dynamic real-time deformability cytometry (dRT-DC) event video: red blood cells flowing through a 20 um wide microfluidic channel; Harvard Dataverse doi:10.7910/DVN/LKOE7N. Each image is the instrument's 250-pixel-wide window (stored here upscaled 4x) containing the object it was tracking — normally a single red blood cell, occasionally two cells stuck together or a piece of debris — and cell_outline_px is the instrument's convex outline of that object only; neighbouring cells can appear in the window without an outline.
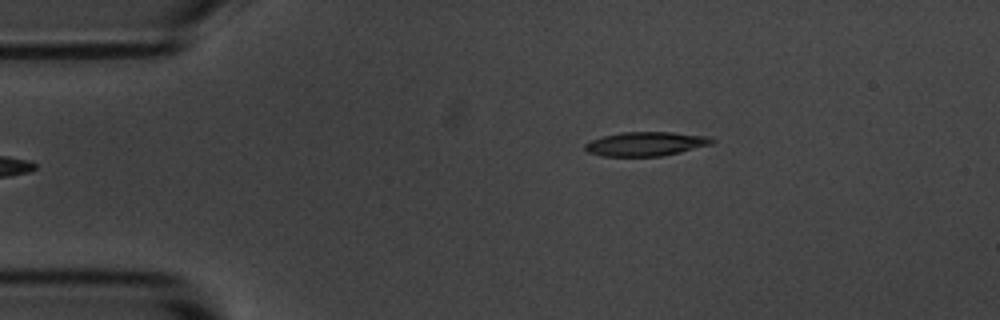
{"species": "common noctule bat (a hibernating species)", "species_latin": "Nyctalus noctula", "temperature_condition": "room temperature", "stored_images_in_passage": 5, "camera_frame_rate_fps": 3000, "um_per_image_px": 0.085, "animal": {"sex": "male", "body_mass_g": 20.1, "forearm_length_mm": 53.5}, "frame": {"image": 1, "passage_image": 1, "time_ms": 0.0, "image_size_px": [1000, 320], "cell_outline_px": [[716, 140], [712, 144], [680, 152], [660, 156], [604, 156], [588, 152], [584, 148], [584, 144], [592, 140], [604, 136], [624, 132], [672, 132], [708, 136]], "centroid_in_image_um": [54.92, 12.23], "position_along_channel_um": 30.1, "area_um2": 17.69}}
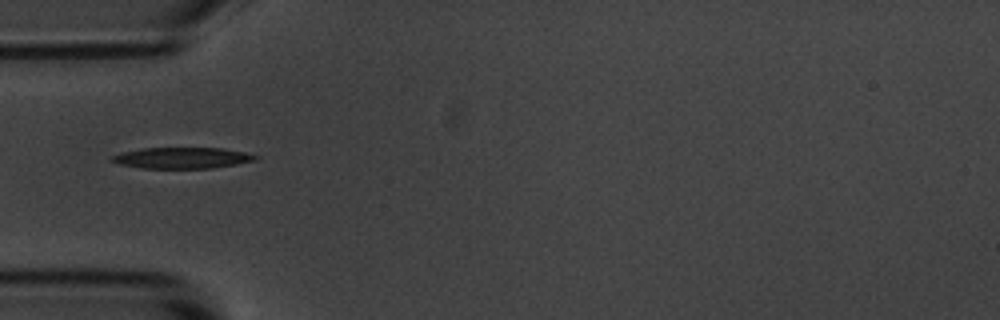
{"frame": {"image": 2, "passage_image": 3, "time_ms": 2.333, "image_size_px": [1000, 320], "cell_outline_px": [[260, 156], [256, 160], [236, 164], [212, 168], [144, 168], [120, 164], [112, 160], [112, 156], [124, 152], [144, 148], [224, 148], [244, 152]], "centroid_in_image_um": [15.55, 13.42], "position_along_channel_um": 69.5, "area_um2": 17.4}}
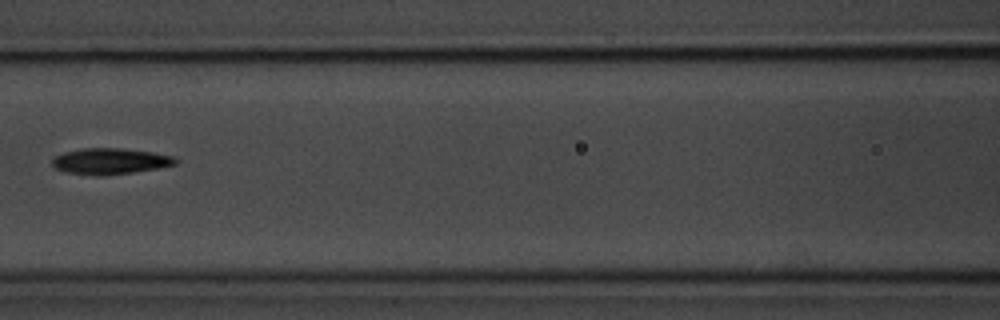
{"frame": {"image": 3, "passage_image": 5, "time_ms": 4.667, "image_size_px": [1000, 320], "cell_outline_px": [[180, 160], [176, 164], [156, 168], [132, 172], [104, 176], [100, 176], [68, 172], [56, 168], [52, 164], [52, 160], [56, 156], [64, 152], [84, 148], [120, 148], [152, 152], [172, 156]], "centroid_in_image_um": [9.38, 13.7], "position_along_channel_um": 157.2, "area_um2": 18.5}}